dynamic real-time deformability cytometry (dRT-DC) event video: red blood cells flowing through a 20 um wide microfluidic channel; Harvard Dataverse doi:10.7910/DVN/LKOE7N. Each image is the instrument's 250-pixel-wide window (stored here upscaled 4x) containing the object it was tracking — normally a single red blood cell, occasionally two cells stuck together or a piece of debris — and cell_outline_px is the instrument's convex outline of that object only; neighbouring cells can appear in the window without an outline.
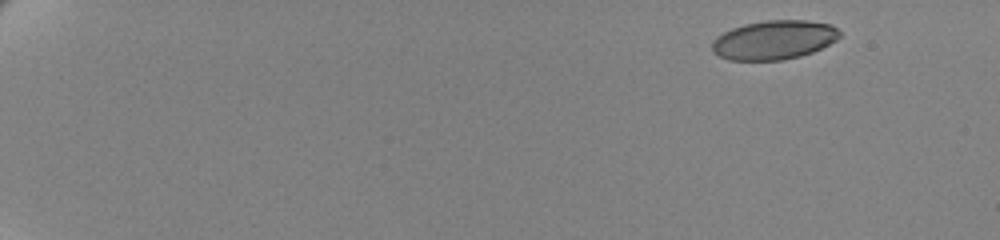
{"species": "human", "species_latin": "Homo sapiens", "temperature_condition": "cold", "stored_images_in_passage": 14, "camera_frame_rate_fps": 3000, "um_per_image_px": 0.085, "donor": {"sex": "female"}, "frame": {"image": 1, "passage_image": 1, "time_ms": 0.0, "image_size_px": [1000, 240], "cell_outline_px": [[840, 36], [836, 40], [812, 52], [800, 56], [784, 60], [728, 60], [712, 52], [712, 40], [716, 36], [732, 28], [744, 24], [764, 20], [808, 20], [832, 24], [840, 32]], "centroid_in_image_um": [65.77, 3.39], "position_along_channel_um": 19.2, "area_um2": 29.19}}